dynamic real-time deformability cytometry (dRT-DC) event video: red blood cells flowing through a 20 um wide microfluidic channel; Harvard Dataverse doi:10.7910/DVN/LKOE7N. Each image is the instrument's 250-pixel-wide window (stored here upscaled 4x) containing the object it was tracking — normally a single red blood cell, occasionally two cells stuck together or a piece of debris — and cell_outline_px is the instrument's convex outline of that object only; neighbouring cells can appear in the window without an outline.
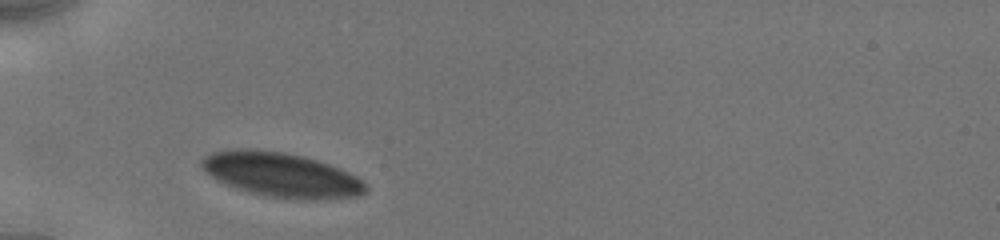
{"species": "human", "species_latin": "Homo sapiens", "temperature_condition": "cold", "stored_images_in_passage": 2, "camera_frame_rate_fps": 3000, "um_per_image_px": 0.085, "donor": {"sex": "male"}, "frame": {"image": 1, "passage_image": 1, "time_ms": 0.0, "image_size_px": [1000, 240], "cell_outline_px": [[368, 192], [360, 196], [332, 200], [296, 200], [268, 196], [248, 192], [236, 188], [216, 180], [200, 164], [200, 160], [204, 156], [212, 152], [228, 148], [248, 148], [284, 152], [304, 156], [340, 168], [364, 180], [368, 188]], "centroid_in_image_um": [23.97, 14.87], "position_along_channel_um": 61.0, "area_um2": 43.23}}